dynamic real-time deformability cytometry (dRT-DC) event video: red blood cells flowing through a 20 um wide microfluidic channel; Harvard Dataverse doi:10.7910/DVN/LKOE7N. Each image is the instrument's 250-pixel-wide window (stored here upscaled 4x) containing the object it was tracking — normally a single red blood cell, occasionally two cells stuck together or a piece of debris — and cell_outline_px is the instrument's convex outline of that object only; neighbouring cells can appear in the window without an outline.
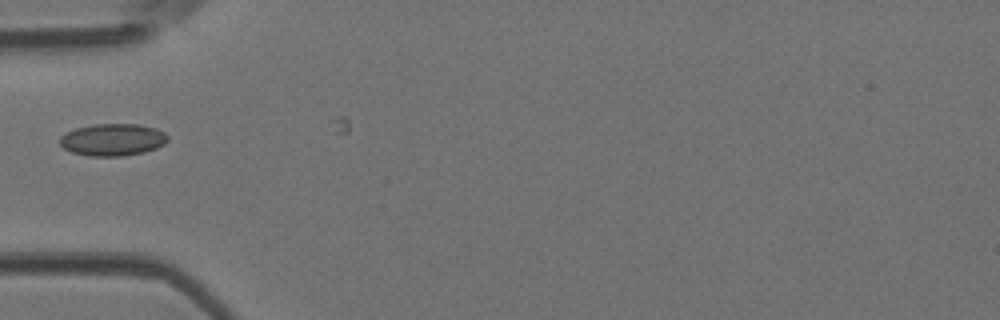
{"species": "Egyptian fruit bat (a non-hibernating species)", "species_latin": "Rousettus aegyptiacus", "temperature_condition": "room temperature", "stored_images_in_passage": 4, "camera_frame_rate_fps": 3000, "um_per_image_px": 0.085, "animal": {"sex": "female"}, "frame": {"image": 1, "passage_image": 3, "time_ms": 0.667, "image_size_px": [1000, 320], "cell_outline_px": [[168, 140], [164, 144], [156, 148], [144, 152], [120, 156], [88, 156], [72, 152], [64, 148], [60, 144], [60, 136], [76, 128], [96, 124], [140, 124], [156, 128], [164, 132], [168, 136]], "centroid_in_image_um": [9.6, 11.87], "position_along_channel_um": 75.4, "area_um2": 20.17}}